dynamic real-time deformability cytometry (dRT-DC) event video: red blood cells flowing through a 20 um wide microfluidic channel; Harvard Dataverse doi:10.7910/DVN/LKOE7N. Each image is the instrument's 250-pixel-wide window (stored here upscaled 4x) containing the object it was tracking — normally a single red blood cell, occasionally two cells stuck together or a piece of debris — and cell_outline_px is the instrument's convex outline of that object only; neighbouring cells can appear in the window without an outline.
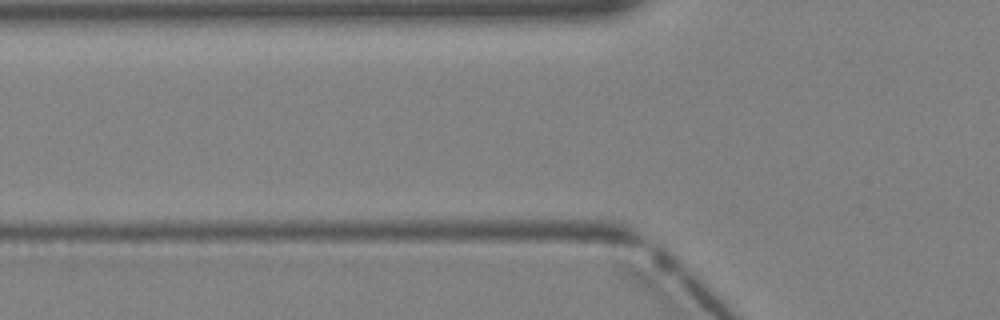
{"species": "Egyptian fruit bat (a non-hibernating species)", "species_latin": "Rousettus aegyptiacus", "temperature_condition": "warm", "stored_images_in_passage": 6, "camera_frame_rate_fps": 3000, "um_per_image_px": 0.085, "animal": {"sex": "female"}, "frame": {"image": 1, "passage_image": 4, "time_ms": 1.0, "image_size_px": [1000, 320], "cell_outline_px": [[716, 40], [712, 52], [708, 60], [700, 72], [668, 92], [660, 96], [652, 96], [640, 92], [708, 36], [716, 36]], "centroid_in_image_um": [58.02, 5.86], "position_along_channel_um": 67.8, "area_um2": 11.33}}